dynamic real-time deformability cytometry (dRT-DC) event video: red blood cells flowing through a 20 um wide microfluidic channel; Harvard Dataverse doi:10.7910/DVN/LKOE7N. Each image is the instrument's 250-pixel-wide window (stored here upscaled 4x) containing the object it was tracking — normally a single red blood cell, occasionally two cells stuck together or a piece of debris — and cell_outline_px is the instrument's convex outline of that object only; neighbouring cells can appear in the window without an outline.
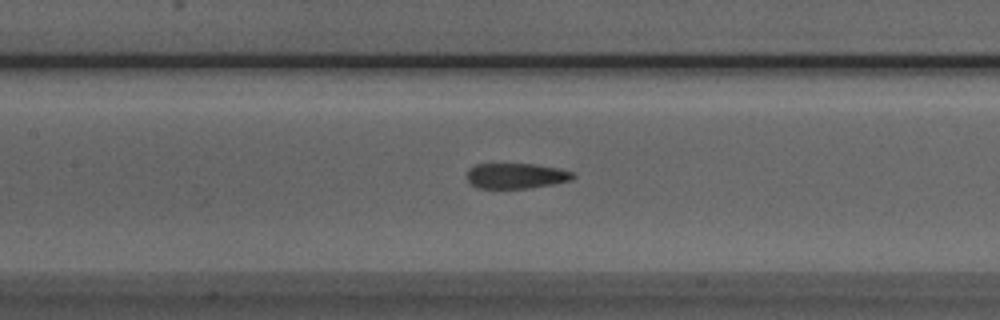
{"species": "Egyptian fruit bat (a non-hibernating species)", "species_latin": "Rousettus aegyptiacus", "temperature_condition": "room temperature", "stored_images_in_passage": 37, "camera_frame_rate_fps": 3000, "um_per_image_px": 0.085, "animal": {"sex": "male"}, "frame": {"image": 1, "passage_image": 12, "time_ms": 3.667, "image_size_px": [1000, 320], "cell_outline_px": [[576, 176], [572, 180], [532, 188], [476, 188], [468, 184], [468, 168], [476, 164], [536, 164], [560, 168], [572, 172]], "centroid_in_image_um": [43.87, 14.95], "position_along_channel_um": 163.5, "area_um2": 15.9}}
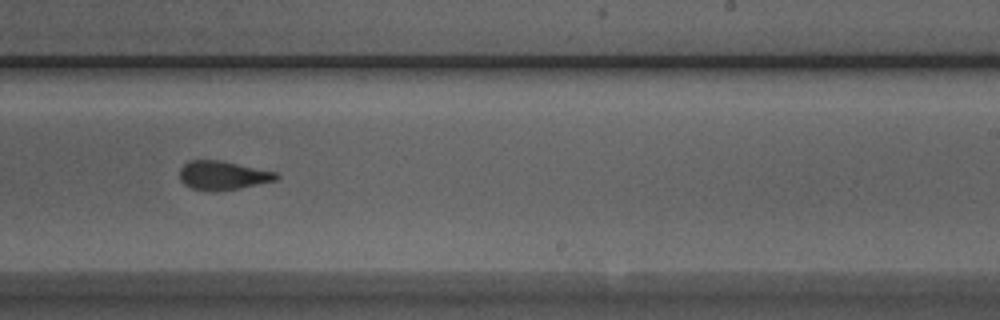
{"frame": {"image": 2, "passage_image": 20, "time_ms": 6.333, "image_size_px": [1000, 320], "cell_outline_px": [[280, 176], [276, 180], [240, 188], [216, 192], [212, 192], [192, 188], [184, 184], [180, 180], [180, 168], [188, 160], [220, 160], [276, 172]], "centroid_in_image_um": [18.91, 14.91], "position_along_channel_um": 270.1, "area_um2": 16.3}}
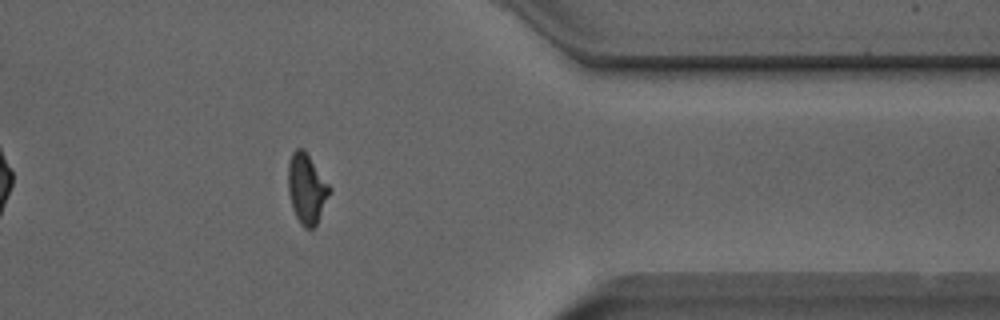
{"frame": {"image": 3, "passage_image": 30, "time_ms": 9.667, "image_size_px": [1000, 320], "cell_outline_px": [[332, 188], [316, 224], [312, 228], [304, 228], [300, 224], [292, 208], [288, 192], [288, 164], [292, 152], [296, 148], [304, 148]], "centroid_in_image_um": [26.05, 16.0], "position_along_channel_um": 385.3, "area_um2": 16.88}, "authors_computed_cell_mechanics": {"area_um2": 16.8776, "velocity_mm_per_s": 4.0169, "shape_relaxation_time_tau1_ms": 4.2554, "shape_relaxation_time_tau2_ms": 1.7471, "deformation_change_tau1": 0.1615, "deformation_change_tau2": 0.0774}}